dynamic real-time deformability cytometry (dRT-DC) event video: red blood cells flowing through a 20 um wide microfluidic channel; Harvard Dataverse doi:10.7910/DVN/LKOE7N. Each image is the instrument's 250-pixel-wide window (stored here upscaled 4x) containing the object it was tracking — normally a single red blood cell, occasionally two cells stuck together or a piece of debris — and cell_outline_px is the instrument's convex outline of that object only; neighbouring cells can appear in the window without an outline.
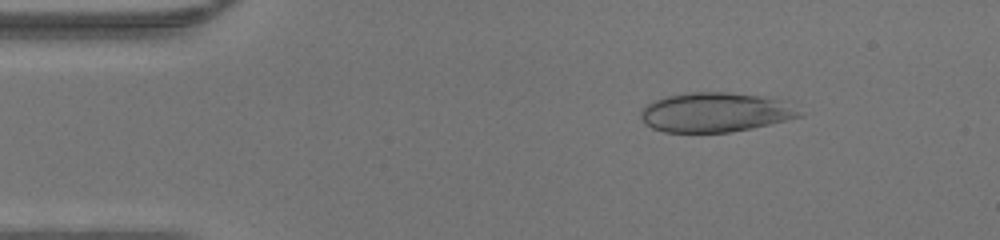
{"species": "human", "species_latin": "Homo sapiens", "temperature_condition": "warm", "stored_images_in_passage": 42, "camera_frame_rate_fps": 3000, "um_per_image_px": 0.085, "donor": {"sex": "male"}, "frame": {"image": 1, "passage_image": 3, "time_ms": 0.667, "image_size_px": [1000, 240], "cell_outline_px": [[804, 116], [752, 128], [732, 132], [664, 132], [652, 128], [644, 124], [640, 116], [640, 112], [652, 100], [668, 96], [688, 92], [728, 92], [792, 100]], "centroid_in_image_um": [60.87, 9.54], "position_along_channel_um": 24.1, "area_um2": 37.05}}
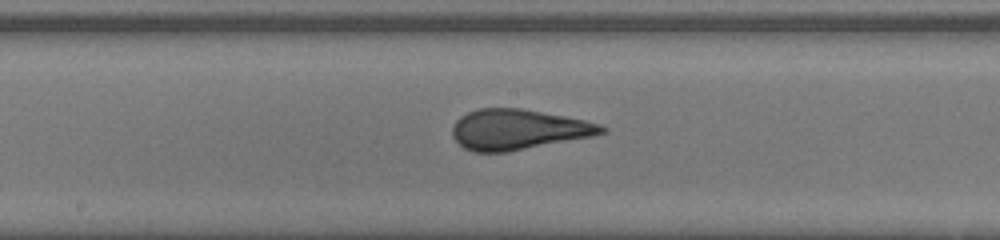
{"frame": {"image": 2, "passage_image": 20, "time_ms": 6.333, "image_size_px": [1000, 240], "cell_outline_px": [[608, 132], [592, 136], [508, 152], [472, 152], [464, 148], [452, 136], [452, 128], [456, 120], [460, 116], [468, 112], [480, 108], [520, 108], [564, 116], [584, 120], [600, 124], [608, 128]], "centroid_in_image_um": [44.03, 11.01], "position_along_channel_um": 204.2, "area_um2": 35.03}}
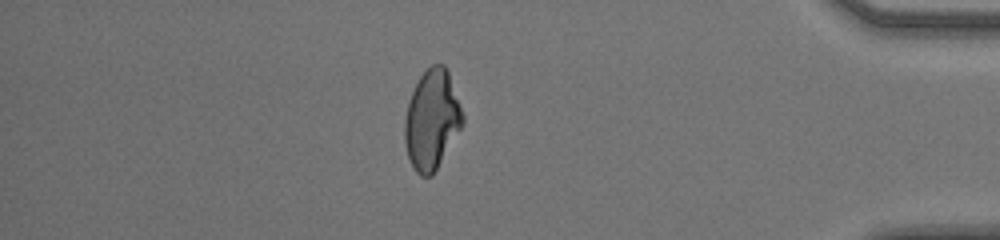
{"frame": {"image": 3, "passage_image": 36, "time_ms": 11.667, "image_size_px": [1000, 240], "cell_outline_px": [[464, 120], [460, 128], [432, 176], [420, 176], [416, 172], [408, 156], [404, 140], [404, 120], [408, 100], [420, 76], [432, 64], [444, 64], [448, 72], [464, 116]], "centroid_in_image_um": [36.68, 10.17], "position_along_channel_um": 398.5, "area_um2": 33.12}}